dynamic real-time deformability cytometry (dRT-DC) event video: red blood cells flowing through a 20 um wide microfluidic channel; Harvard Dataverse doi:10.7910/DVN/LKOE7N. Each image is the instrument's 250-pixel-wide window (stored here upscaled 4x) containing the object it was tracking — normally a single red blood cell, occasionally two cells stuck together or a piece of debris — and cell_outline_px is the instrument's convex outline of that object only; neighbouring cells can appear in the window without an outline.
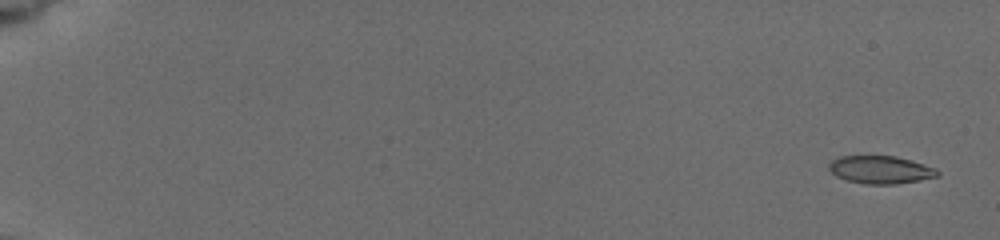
{"species": "common noctule bat (a hibernating species)", "species_latin": "Nyctalus noctula", "temperature_condition": "cold", "stored_images_in_passage": 34, "camera_frame_rate_fps": 3000, "um_per_image_px": 0.085, "animal": {"sex": "female", "body_mass_g": 19.5, "forearm_length_mm": 54.1}, "frame": {"image": 1, "passage_image": 2, "time_ms": 0.667, "image_size_px": [1000, 240], "cell_outline_px": [[940, 176], [920, 180], [896, 184], [864, 184], [848, 180], [836, 176], [828, 168], [828, 164], [832, 160], [840, 156], [896, 156], [936, 168], [940, 172]], "centroid_in_image_um": [74.86, 14.43], "position_along_channel_um": 10.1, "area_um2": 17.57}}
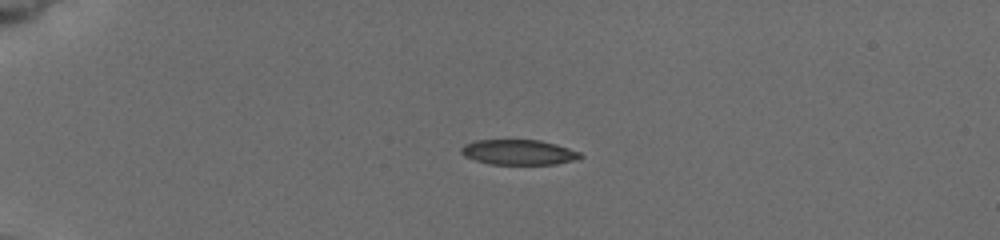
{"frame": {"image": 2, "passage_image": 21, "time_ms": 5.0, "image_size_px": [1000, 240], "cell_outline_px": [[584, 156], [572, 160], [556, 164], [488, 164], [464, 156], [460, 152], [460, 148], [464, 144], [476, 140], [540, 140], [556, 144], [580, 152]], "centroid_in_image_um": [44.05, 12.93], "position_along_channel_um": 40.9, "area_um2": 17.4}}
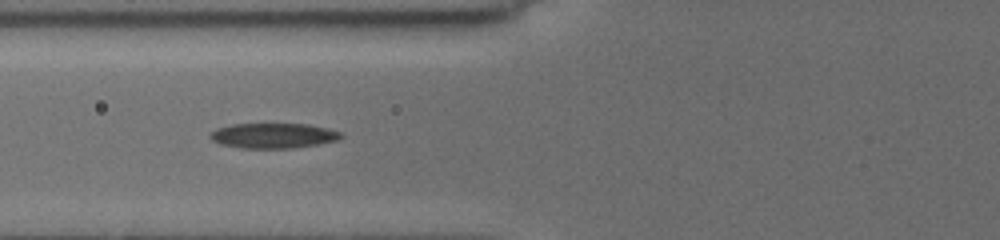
{"frame": {"image": 3, "passage_image": 33, "time_ms": 8.0, "image_size_px": [1000, 240], "cell_outline_px": [[344, 136], [336, 140], [316, 144], [292, 148], [240, 148], [220, 144], [212, 140], [208, 136], [216, 128], [232, 124], [308, 124], [340, 132]], "centroid_in_image_um": [23.17, 11.53], "position_along_channel_um": 102.6, "area_um2": 18.96}}